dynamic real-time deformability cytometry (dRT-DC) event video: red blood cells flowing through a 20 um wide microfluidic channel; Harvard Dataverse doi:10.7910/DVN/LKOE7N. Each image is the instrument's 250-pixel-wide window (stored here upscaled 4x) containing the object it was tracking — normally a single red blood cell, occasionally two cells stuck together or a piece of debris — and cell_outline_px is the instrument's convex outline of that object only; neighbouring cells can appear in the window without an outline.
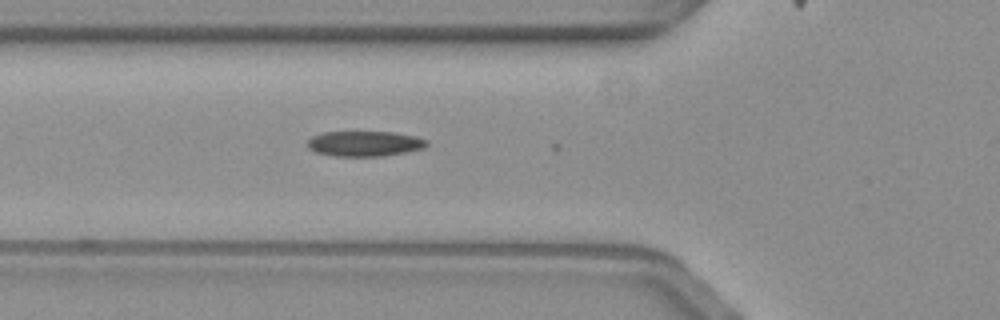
{"species": "common noctule bat (a hibernating species)", "species_latin": "Nyctalus noctula", "temperature_condition": "warm", "stored_images_in_passage": 5, "camera_frame_rate_fps": 3000, "um_per_image_px": 0.085, "animal": {"sex": "female", "body_mass_g": 19.3, "forearm_length_mm": 54.1}, "frame": {"image": 1, "passage_image": 2, "time_ms": 0.333, "image_size_px": [1000, 320], "cell_outline_px": [[428, 144], [424, 148], [408, 152], [384, 156], [332, 156], [316, 152], [308, 148], [308, 140], [312, 136], [324, 132], [392, 132], [412, 136], [428, 140]], "centroid_in_image_um": [30.99, 12.22], "position_along_channel_um": 94.8, "area_um2": 17.57}}